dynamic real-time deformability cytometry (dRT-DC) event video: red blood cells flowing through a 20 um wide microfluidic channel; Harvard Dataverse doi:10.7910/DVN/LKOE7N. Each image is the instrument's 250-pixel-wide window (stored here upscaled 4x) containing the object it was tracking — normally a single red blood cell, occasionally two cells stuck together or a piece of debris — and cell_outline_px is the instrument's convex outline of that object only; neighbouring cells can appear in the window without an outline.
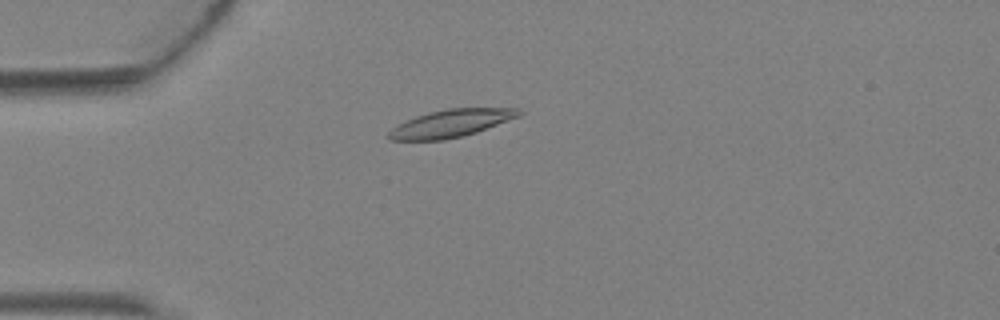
{"species": "Egyptian fruit bat (a non-hibernating species)", "species_latin": "Rousettus aegyptiacus", "temperature_condition": "warm", "stored_images_in_passage": 4, "camera_frame_rate_fps": 3000, "um_per_image_px": 0.085, "animal": {"sex": "female"}, "frame": {"image": 1, "passage_image": 3, "time_ms": 0.667, "image_size_px": [1000, 320], "cell_outline_px": [[524, 112], [520, 116], [476, 132], [444, 140], [392, 140], [388, 136], [388, 132], [392, 128], [416, 116], [428, 112], [448, 108], [516, 108]], "centroid_in_image_um": [38.36, 10.47], "position_along_channel_um": 46.6, "area_um2": 20.63}}